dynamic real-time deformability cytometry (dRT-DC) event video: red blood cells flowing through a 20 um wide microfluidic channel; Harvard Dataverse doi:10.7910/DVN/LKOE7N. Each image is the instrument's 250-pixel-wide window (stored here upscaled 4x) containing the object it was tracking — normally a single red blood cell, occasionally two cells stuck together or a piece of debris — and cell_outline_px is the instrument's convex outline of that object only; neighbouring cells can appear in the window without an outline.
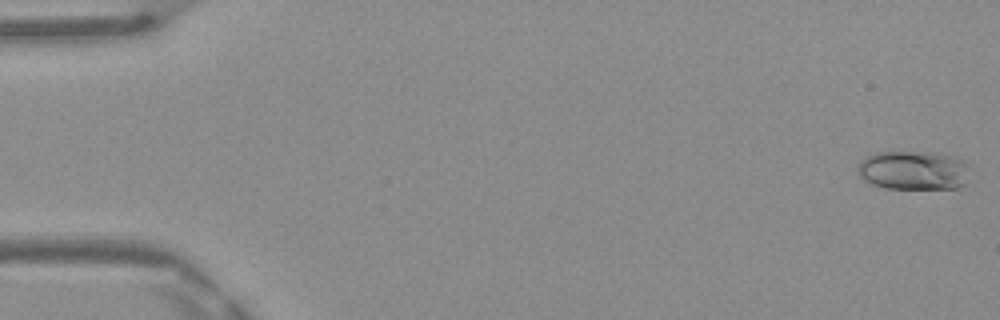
{"species": "Egyptian fruit bat (a non-hibernating species)", "species_latin": "Rousettus aegyptiacus", "temperature_condition": "warm", "stored_images_in_passage": 46, "camera_frame_rate_fps": 3000, "um_per_image_px": 0.085, "frame": {"image": 1, "passage_image": 1, "time_ms": 0.0, "image_size_px": [1000, 320], "cell_outline_px": [[968, 184], [956, 188], [884, 188], [872, 184], [864, 180], [860, 176], [856, 168], [860, 160], [864, 156], [876, 152], [936, 152], [960, 160], [964, 164]], "centroid_in_image_um": [77.56, 14.48], "position_along_channel_um": 7.4, "area_um2": 25.37}}
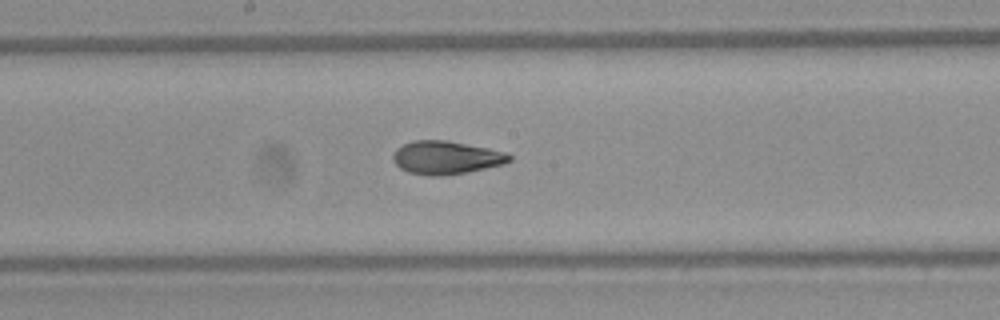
{"frame": {"image": 2, "passage_image": 26, "time_ms": 8.333, "image_size_px": [1000, 320], "cell_outline_px": [[512, 160], [504, 164], [464, 172], [436, 176], [428, 176], [408, 172], [400, 168], [392, 160], [392, 156], [396, 148], [412, 140], [444, 140], [488, 148], [504, 152], [512, 156]], "centroid_in_image_um": [37.88, 13.39], "position_along_channel_um": 210.3, "area_um2": 22.31}}
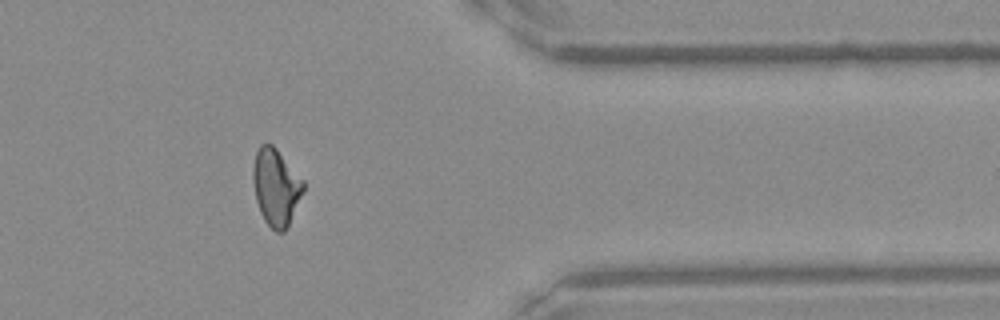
{"frame": {"image": 3, "passage_image": 40, "time_ms": 13.0, "image_size_px": [1000, 320], "cell_outline_px": [[304, 188], [288, 228], [284, 232], [276, 232], [264, 220], [260, 212], [256, 200], [252, 180], [252, 168], [256, 152], [260, 144], [272, 144], [276, 148], [304, 180]], "centroid_in_image_um": [23.44, 15.91], "position_along_channel_um": 388.0, "area_um2": 22.6}}